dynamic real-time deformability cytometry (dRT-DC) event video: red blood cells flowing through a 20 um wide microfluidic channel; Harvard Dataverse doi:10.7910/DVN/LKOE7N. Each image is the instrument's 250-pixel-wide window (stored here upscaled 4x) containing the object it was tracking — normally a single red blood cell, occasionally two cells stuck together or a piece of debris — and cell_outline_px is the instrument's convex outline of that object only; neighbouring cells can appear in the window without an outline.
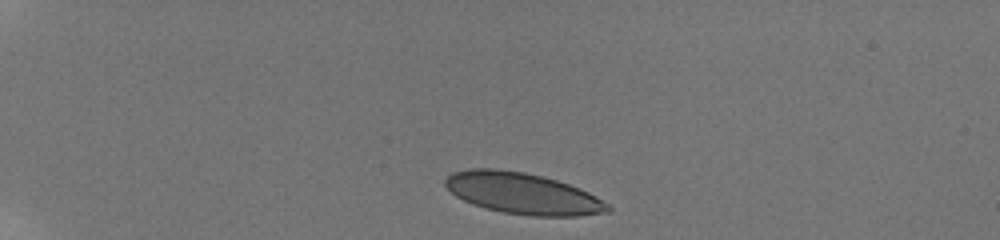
{"species": "human", "species_latin": "Homo sapiens", "temperature_condition": "room temperature", "stored_images_in_passage": 7, "camera_frame_rate_fps": 3000, "um_per_image_px": 0.085, "donor": {"sex": "male"}, "frame": {"image": 1, "passage_image": 1, "time_ms": 0.0, "image_size_px": [1000, 240], "cell_outline_px": [[612, 212], [576, 216], [532, 216], [504, 212], [484, 208], [472, 204], [456, 196], [444, 184], [444, 180], [452, 172], [472, 168], [496, 168], [524, 172], [556, 180], [580, 188], [596, 196], [608, 204], [612, 208]], "centroid_in_image_um": [44.44, 16.44], "position_along_channel_um": 40.6, "area_um2": 39.07}}